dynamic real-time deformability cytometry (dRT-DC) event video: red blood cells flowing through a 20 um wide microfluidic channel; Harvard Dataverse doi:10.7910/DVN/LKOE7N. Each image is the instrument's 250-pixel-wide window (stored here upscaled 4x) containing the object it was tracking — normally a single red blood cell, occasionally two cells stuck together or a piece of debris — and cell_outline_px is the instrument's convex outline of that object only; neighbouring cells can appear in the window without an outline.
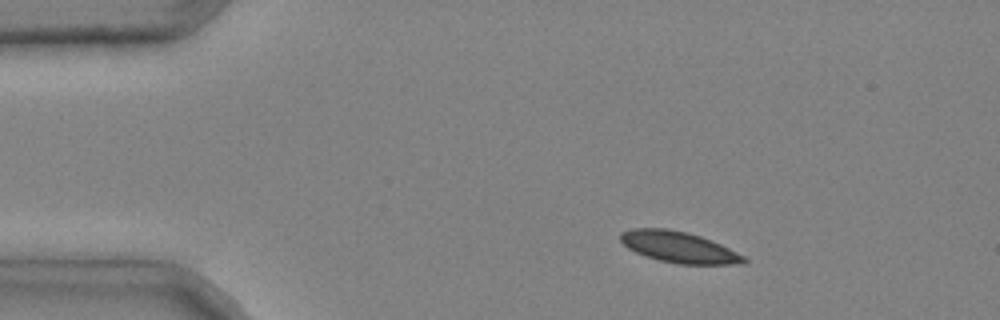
{"species": "common noctule bat (a hibernating species)", "species_latin": "Nyctalus noctula", "temperature_condition": "cold", "stored_images_in_passage": 4, "camera_frame_rate_fps": 3000, "um_per_image_px": 0.085, "animal": {"sex": "male", "body_mass_g": 20.4}, "frame": {"image": 1, "passage_image": 1, "time_ms": 0.0, "image_size_px": [1000, 320], "cell_outline_px": [[748, 260], [744, 264], [680, 264], [660, 260], [644, 256], [628, 248], [620, 240], [620, 232], [632, 228], [668, 228], [688, 232], [712, 240], [744, 256]], "centroid_in_image_um": [57.69, 20.99], "position_along_channel_um": 27.3, "area_um2": 22.37}}
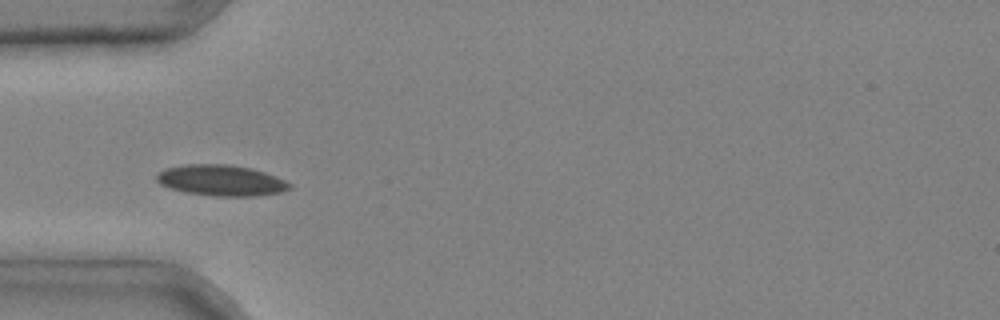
{"frame": {"image": 2, "passage_image": 3, "time_ms": 0.667, "image_size_px": [1000, 320], "cell_outline_px": [[292, 188], [280, 192], [256, 196], [212, 196], [184, 192], [168, 188], [160, 184], [156, 180], [156, 176], [164, 168], [184, 164], [228, 164], [252, 168], [276, 176], [292, 184]], "centroid_in_image_um": [18.78, 15.33], "position_along_channel_um": 66.2, "area_um2": 24.16}}